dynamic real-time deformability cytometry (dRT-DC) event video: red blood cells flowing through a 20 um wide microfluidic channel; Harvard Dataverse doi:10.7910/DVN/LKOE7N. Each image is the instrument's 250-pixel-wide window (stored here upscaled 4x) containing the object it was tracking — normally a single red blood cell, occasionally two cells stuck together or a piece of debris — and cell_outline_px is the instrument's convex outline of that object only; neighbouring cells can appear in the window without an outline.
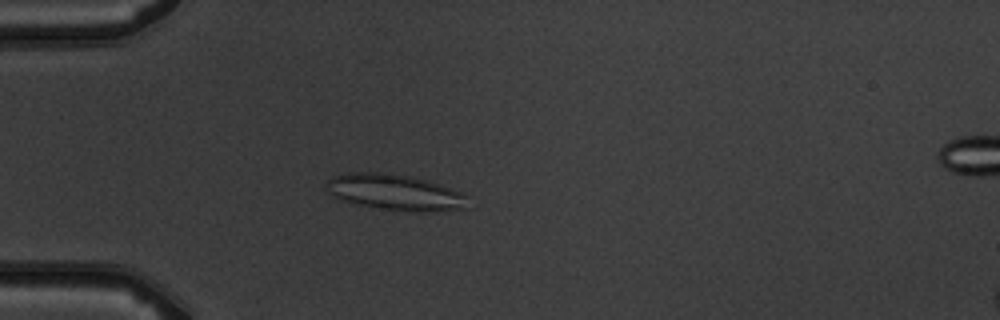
{"species": "common noctule bat (a hibernating species)", "species_latin": "Nyctalus noctula", "temperature_condition": "warm", "stored_images_in_passage": 5, "camera_frame_rate_fps": 3000, "um_per_image_px": 0.085, "animal": {"sex": "male", "body_mass_g": 19.5, "forearm_length_mm": 54.6}, "frame": {"image": 1, "passage_image": 4, "time_ms": 3.667, "image_size_px": [1000, 320], "cell_outline_px": [[468, 208], [432, 212], [416, 212], [380, 208], [352, 204], [340, 200], [332, 196], [328, 184], [328, 180], [332, 176], [348, 172], [380, 172], [408, 176], [440, 184], [464, 192], [468, 196]], "centroid_in_image_um": [33.63, 16.36], "position_along_channel_um": 51.4, "area_um2": 29.82}}